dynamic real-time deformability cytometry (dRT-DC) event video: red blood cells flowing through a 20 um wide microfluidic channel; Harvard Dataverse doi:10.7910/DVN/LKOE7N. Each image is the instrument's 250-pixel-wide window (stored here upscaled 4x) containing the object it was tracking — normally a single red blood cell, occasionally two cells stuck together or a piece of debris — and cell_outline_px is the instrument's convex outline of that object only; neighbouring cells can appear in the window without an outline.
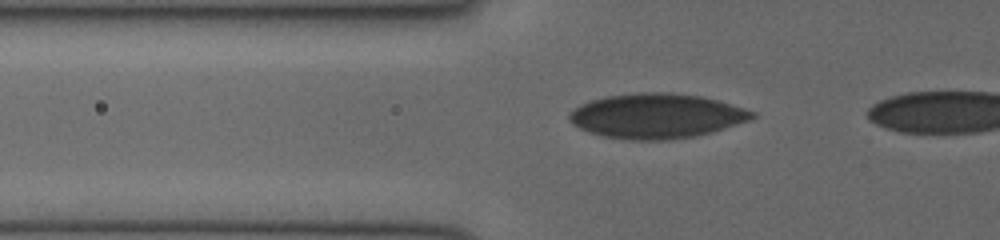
{"species": "human", "species_latin": "Homo sapiens", "temperature_condition": "cold", "stored_images_in_passage": 12, "camera_frame_rate_fps": 3000, "um_per_image_px": 0.085, "donor": {"sex": "female"}, "frame": {"image": 1, "passage_image": 9, "time_ms": 2.667, "image_size_px": [1000, 240], "cell_outline_px": [[756, 116], [748, 120], [712, 132], [692, 136], [668, 140], [632, 140], [604, 136], [588, 132], [572, 124], [568, 120], [568, 116], [580, 104], [604, 96], [640, 92], [668, 92], [700, 96], [716, 100], [744, 108], [756, 112]], "centroid_in_image_um": [55.78, 9.85], "position_along_channel_um": 70.0, "area_um2": 47.45}}